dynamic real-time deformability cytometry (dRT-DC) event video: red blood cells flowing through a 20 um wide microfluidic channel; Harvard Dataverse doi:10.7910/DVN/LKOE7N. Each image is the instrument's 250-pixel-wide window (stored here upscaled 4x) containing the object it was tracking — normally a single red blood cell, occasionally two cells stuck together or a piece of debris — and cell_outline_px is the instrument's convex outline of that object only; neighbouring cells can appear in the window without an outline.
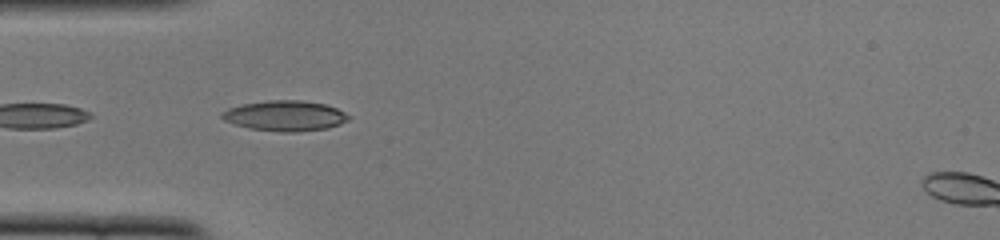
{"species": "common noctule bat (a hibernating species)", "species_latin": "Nyctalus noctula", "temperature_condition": "cold", "stored_images_in_passage": 6, "camera_frame_rate_fps": 3000, "um_per_image_px": 0.085, "animal": {"sex": "female", "body_mass_g": 22.0, "forearm_length_mm": 56.7}, "frame": {"image": 1, "passage_image": 3, "time_ms": 0.667, "image_size_px": [1000, 240], "cell_outline_px": [[352, 116], [348, 120], [340, 124], [328, 128], [296, 132], [280, 132], [248, 128], [224, 120], [220, 116], [220, 112], [228, 108], [244, 104], [272, 100], [300, 100], [324, 104], [336, 108]], "centroid_in_image_um": [24.24, 9.85], "position_along_channel_um": 60.8, "area_um2": 22.37}}